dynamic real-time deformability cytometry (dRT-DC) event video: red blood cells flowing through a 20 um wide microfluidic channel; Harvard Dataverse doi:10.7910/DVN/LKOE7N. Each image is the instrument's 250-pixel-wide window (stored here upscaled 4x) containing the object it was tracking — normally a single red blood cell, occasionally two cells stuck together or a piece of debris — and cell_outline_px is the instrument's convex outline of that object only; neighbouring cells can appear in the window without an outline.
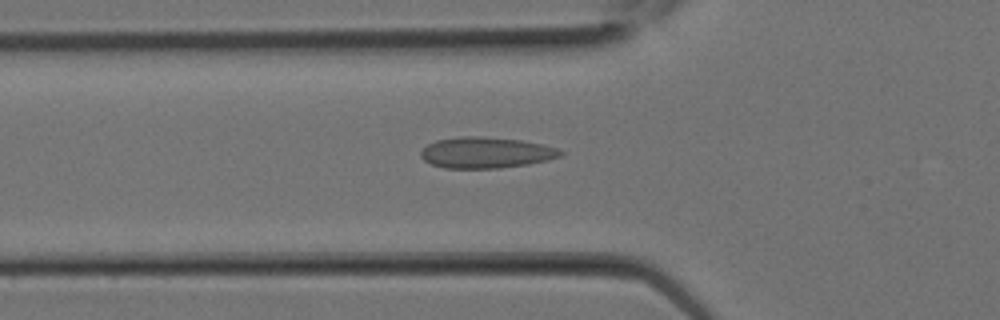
{"species": "Egyptian fruit bat (a non-hibernating species)", "species_latin": "Rousettus aegyptiacus", "temperature_condition": "room temperature", "stored_images_in_passage": 9, "camera_frame_rate_fps": 3000, "um_per_image_px": 0.085, "animal": {"sex": "female"}, "frame": {"image": 1, "passage_image": 7, "time_ms": 2.0, "image_size_px": [1000, 320], "cell_outline_px": [[564, 152], [560, 156], [548, 160], [528, 164], [500, 168], [444, 168], [432, 164], [424, 160], [420, 156], [420, 152], [428, 144], [436, 140], [460, 136], [480, 136], [520, 140], [544, 144], [556, 148]], "centroid_in_image_um": [41.3, 12.97], "position_along_channel_um": 84.5, "area_um2": 25.26}}
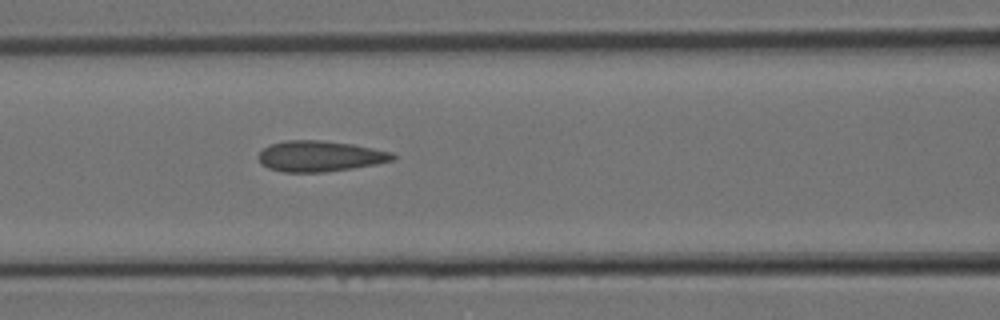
{"frame": {"image": 2, "passage_image": 9, "time_ms": 2.667, "image_size_px": [1000, 320], "cell_outline_px": [[396, 156], [392, 160], [376, 164], [352, 168], [324, 172], [284, 172], [268, 168], [260, 164], [260, 152], [268, 144], [288, 140], [320, 140], [352, 144], [392, 152]], "centroid_in_image_um": [27.17, 13.27], "position_along_channel_um": 139.4, "area_um2": 23.93}}